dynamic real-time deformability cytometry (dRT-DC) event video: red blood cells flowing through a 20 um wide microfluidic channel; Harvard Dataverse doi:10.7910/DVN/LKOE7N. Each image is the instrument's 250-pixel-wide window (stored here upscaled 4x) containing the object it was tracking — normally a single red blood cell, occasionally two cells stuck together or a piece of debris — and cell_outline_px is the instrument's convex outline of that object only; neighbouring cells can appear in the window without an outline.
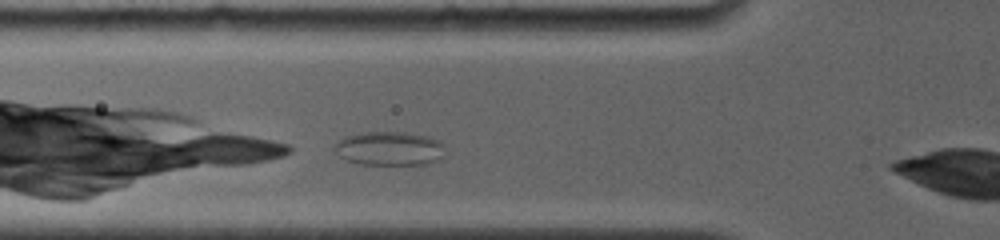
{"species": "common noctule bat (a hibernating species)", "species_latin": "Nyctalus noctula", "temperature_condition": "room temperature", "stored_images_in_passage": 8, "camera_frame_rate_fps": 4000, "um_per_image_px": 0.085, "animal": {"sex": "female", "body_mass_g": 19.0, "forearm_length_mm": 56.7}, "frame": {"image": 1, "passage_image": 2, "time_ms": 0.5, "image_size_px": [1000, 240], "cell_outline_px": [[444, 144], [440, 156], [436, 160], [424, 164], [360, 164], [348, 160], [340, 156], [336, 152], [336, 144], [344, 136], [360, 132], [404, 132], [428, 136], [440, 140]], "centroid_in_image_um": [33.09, 12.6], "position_along_channel_um": 92.7, "area_um2": 21.56}}
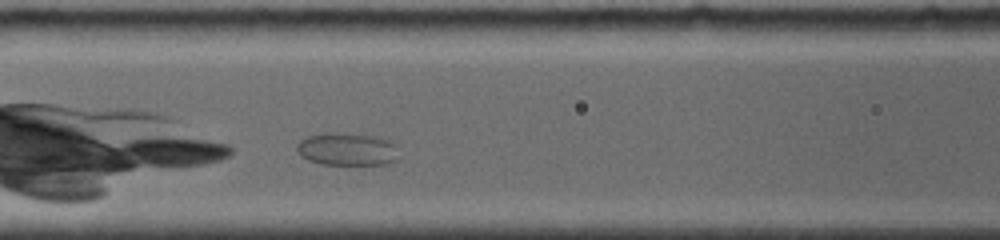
{"frame": {"image": 2, "passage_image": 4, "time_ms": 1.75, "image_size_px": [1000, 240], "cell_outline_px": [[400, 160], [388, 164], [320, 164], [308, 160], [300, 156], [296, 148], [296, 144], [300, 140], [308, 136], [332, 132], [380, 136], [396, 144], [400, 156]], "centroid_in_image_um": [29.56, 12.68], "position_along_channel_um": 137.0, "area_um2": 19.88}}
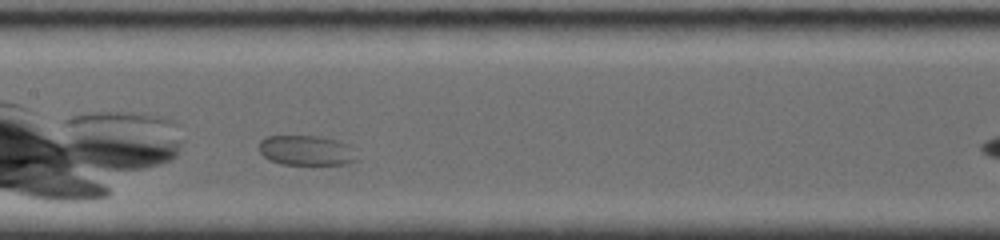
{"frame": {"image": 3, "passage_image": 6, "time_ms": 3.0, "image_size_px": [1000, 240], "cell_outline_px": [[356, 160], [344, 164], [280, 164], [268, 160], [260, 152], [260, 140], [264, 136], [316, 136], [336, 140], [352, 144]], "centroid_in_image_um": [26.02, 12.78], "position_along_channel_um": 181.4, "area_um2": 17.11}}